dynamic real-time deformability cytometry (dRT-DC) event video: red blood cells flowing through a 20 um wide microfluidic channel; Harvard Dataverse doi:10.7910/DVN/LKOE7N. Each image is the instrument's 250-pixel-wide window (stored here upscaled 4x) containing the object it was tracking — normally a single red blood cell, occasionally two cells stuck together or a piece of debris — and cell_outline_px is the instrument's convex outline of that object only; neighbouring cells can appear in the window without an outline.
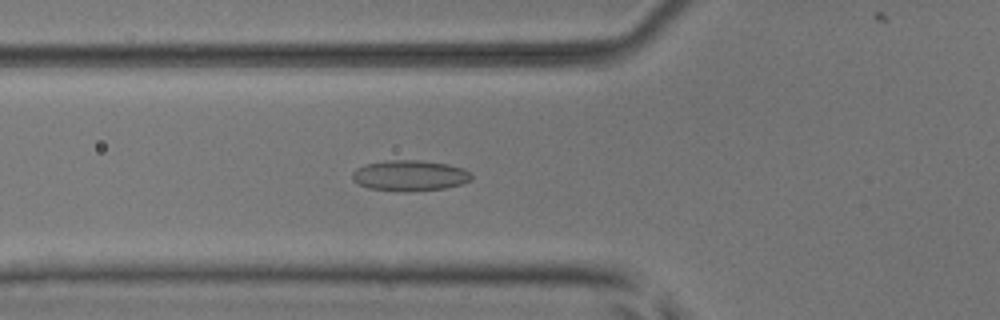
{"species": "common noctule bat (a hibernating species)", "species_latin": "Nyctalus noctula", "temperature_condition": "room temperature", "stored_images_in_passage": 54, "camera_frame_rate_fps": 3000, "um_per_image_px": 0.085, "animal": {"sex": "male", "body_mass_g": 17.9, "forearm_length_mm": 54.2}, "frame": {"image": 1, "passage_image": 20, "time_ms": 6.333, "image_size_px": [1000, 320], "cell_outline_px": [[472, 176], [468, 180], [460, 184], [444, 188], [404, 192], [368, 188], [352, 180], [352, 172], [356, 168], [364, 164], [388, 160], [420, 160], [448, 164], [464, 168]], "centroid_in_image_um": [34.78, 14.91], "position_along_channel_um": 91.0, "area_um2": 21.27}}
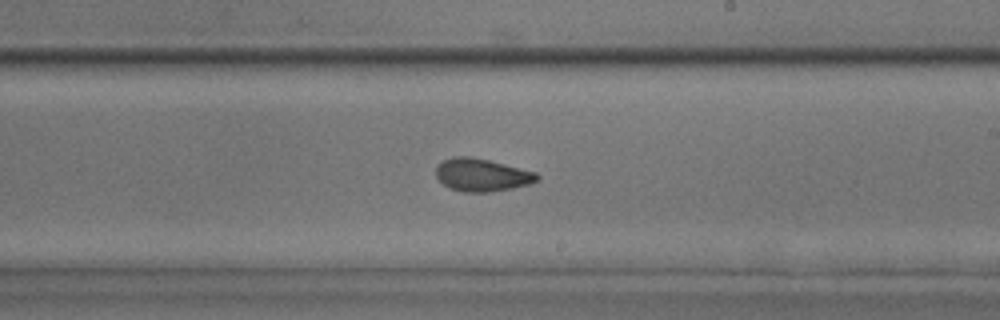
{"frame": {"image": 2, "passage_image": 32, "time_ms": 10.333, "image_size_px": [1000, 320], "cell_outline_px": [[540, 180], [532, 184], [512, 188], [488, 192], [464, 192], [452, 188], [444, 184], [436, 176], [436, 164], [452, 156], [468, 156], [488, 160], [536, 172], [540, 176]], "centroid_in_image_um": [40.98, 14.87], "position_along_channel_um": 248.0, "area_um2": 19.31}}
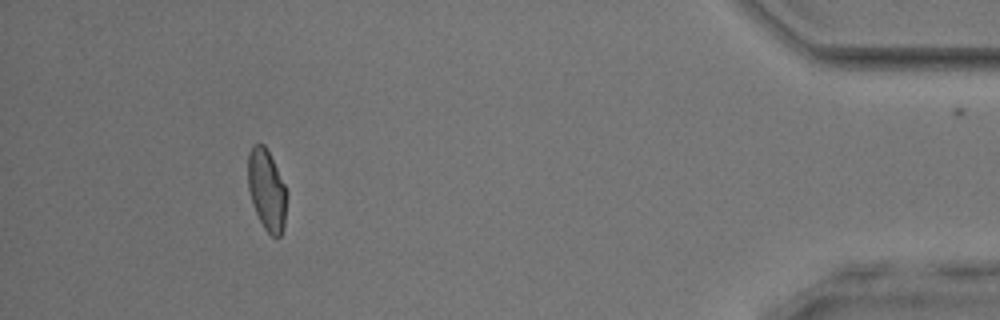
{"frame": {"image": 3, "passage_image": 49, "time_ms": 16.0, "image_size_px": [1000, 320], "cell_outline_px": [[288, 192], [284, 228], [280, 236], [272, 236], [264, 228], [252, 204], [248, 188], [248, 152], [252, 144], [264, 144]], "centroid_in_image_um": [22.67, 16.16], "position_along_channel_um": 412.5, "area_um2": 18.32}, "authors_computed_cell_mechanics": {"area_um2": 19.3919, "velocity_mm_per_s": 3.9353, "shape_relaxation_time_tau1_ms": 10.2597, "shape_relaxation_time_tau2_ms": 2.0793, "deformation_change_tau1": 0.1998, "deformation_change_tau2": 0.0578}}